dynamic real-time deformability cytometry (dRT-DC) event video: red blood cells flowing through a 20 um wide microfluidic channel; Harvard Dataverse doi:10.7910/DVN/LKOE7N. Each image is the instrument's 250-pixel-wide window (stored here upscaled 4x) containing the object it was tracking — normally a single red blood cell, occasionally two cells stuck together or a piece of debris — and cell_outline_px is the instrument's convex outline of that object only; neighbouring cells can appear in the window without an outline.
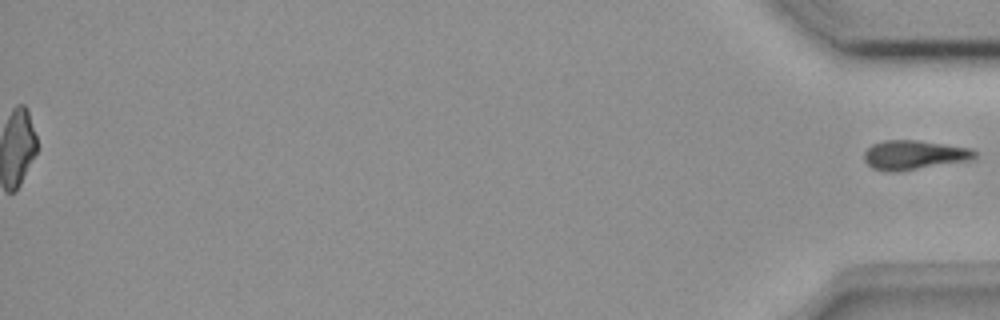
{"species": "common noctule bat (a hibernating species)", "species_latin": "Nyctalus noctula", "temperature_condition": "room temperature", "stored_images_in_passage": 45, "segment_of_instrument_passage": [2, 2], "camera_frame_rate_fps": 3000, "um_per_image_px": 0.085, "animal": {"sex": "female", "body_mass_g": 18.4}, "frame": {"image": 1, "passage_image": 45, "time_ms": 14.667, "image_size_px": [1000, 320], "cell_outline_px": [[976, 156], [972, 160], [900, 172], [892, 172], [872, 168], [864, 160], [864, 152], [872, 144], [884, 140], [916, 140], [972, 148], [976, 152]], "centroid_in_image_um": [77.71, 13.18], "position_along_channel_um": 357.5, "area_um2": 19.07}}